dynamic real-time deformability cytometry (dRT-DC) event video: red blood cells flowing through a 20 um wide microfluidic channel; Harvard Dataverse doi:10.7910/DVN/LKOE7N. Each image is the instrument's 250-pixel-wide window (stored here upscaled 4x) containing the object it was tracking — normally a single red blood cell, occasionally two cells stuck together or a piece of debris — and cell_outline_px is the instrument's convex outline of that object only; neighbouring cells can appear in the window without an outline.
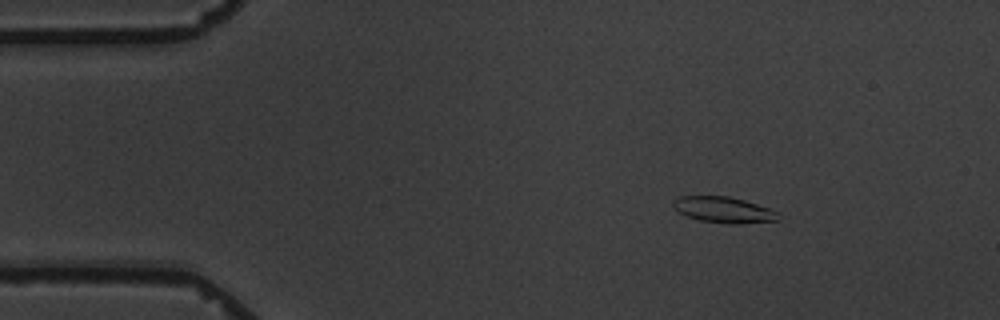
{"species": "common noctule bat (a hibernating species)", "species_latin": "Nyctalus noctula", "temperature_condition": "warm", "stored_images_in_passage": 7, "camera_frame_rate_fps": 3000, "um_per_image_px": 0.085, "animal": {"sex": "male", "body_mass_g": 19.5, "forearm_length_mm": 54.6}, "frame": {"image": 1, "passage_image": 1, "time_ms": 0.0, "image_size_px": [1000, 320], "cell_outline_px": [[780, 220], [736, 224], [728, 224], [700, 220], [688, 216], [680, 212], [672, 204], [672, 200], [680, 196], [728, 196], [744, 200], [768, 208], [776, 212]], "centroid_in_image_um": [61.5, 17.83], "position_along_channel_um": 23.5, "area_um2": 15.66}}
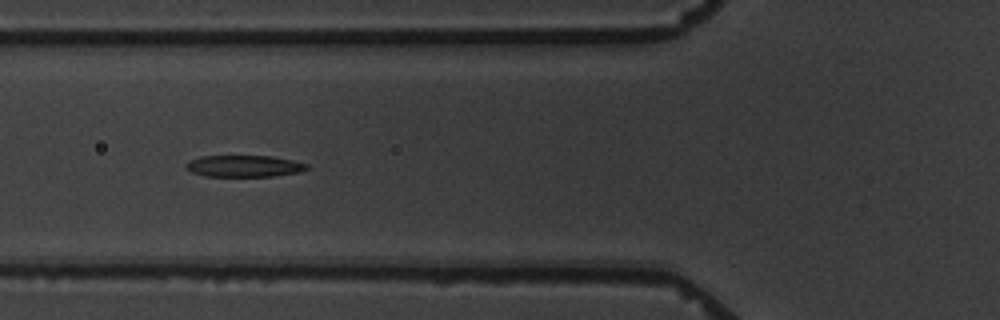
{"frame": {"image": 2, "passage_image": 5, "time_ms": 4.333, "image_size_px": [1000, 320], "cell_outline_px": [[308, 168], [300, 172], [272, 176], [204, 176], [192, 172], [184, 168], [184, 164], [188, 160], [200, 156], [272, 156], [292, 160], [308, 164]], "centroid_in_image_um": [20.69, 14.11], "position_along_channel_um": 105.1, "area_um2": 15.32}}
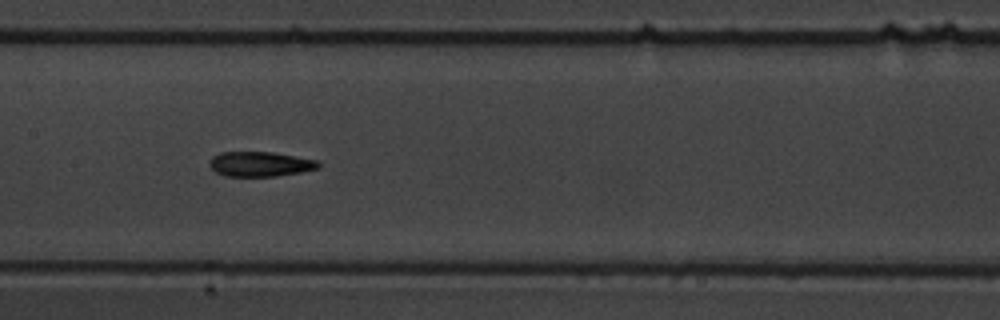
{"frame": {"image": 3, "passage_image": 7, "time_ms": 6.667, "image_size_px": [1000, 320], "cell_outline_px": [[320, 168], [300, 172], [276, 176], [224, 176], [216, 172], [212, 168], [212, 156], [220, 152], [272, 152], [316, 160], [320, 164]], "centroid_in_image_um": [22.13, 13.95], "position_along_channel_um": 185.3, "area_um2": 15.55}}